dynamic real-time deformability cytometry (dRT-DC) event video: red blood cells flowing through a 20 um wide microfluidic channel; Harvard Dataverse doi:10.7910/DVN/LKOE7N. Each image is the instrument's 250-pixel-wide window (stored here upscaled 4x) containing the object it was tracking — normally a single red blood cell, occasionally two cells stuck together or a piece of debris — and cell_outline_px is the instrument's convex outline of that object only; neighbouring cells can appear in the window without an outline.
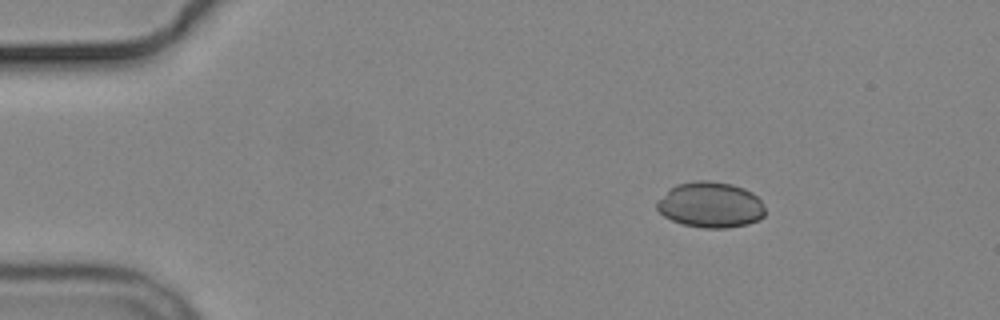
{"species": "common noctule bat (a hibernating species)", "species_latin": "Nyctalus noctula", "temperature_condition": "cold", "stored_images_in_passage": 6, "camera_frame_rate_fps": 3000, "um_per_image_px": 0.085, "animal": {"sex": "male", "body_mass_g": 19.2, "forearm_length_mm": 51.8}, "frame": {"image": 1, "passage_image": 1, "time_ms": 0.0, "image_size_px": [1000, 320], "cell_outline_px": [[764, 216], [760, 220], [748, 224], [728, 228], [704, 228], [684, 224], [672, 220], [664, 216], [656, 208], [656, 200], [676, 184], [696, 180], [708, 180], [732, 184], [744, 188], [752, 192], [760, 200], [764, 208]], "centroid_in_image_um": [60.39, 17.41], "position_along_channel_um": 24.6, "area_um2": 28.96}}
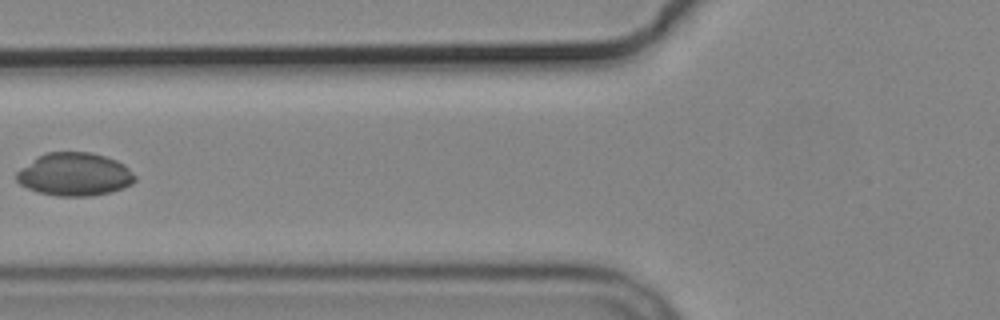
{"frame": {"image": 2, "passage_image": 5, "time_ms": 4.667, "image_size_px": [1000, 320], "cell_outline_px": [[136, 180], [132, 184], [124, 188], [112, 192], [92, 196], [56, 196], [40, 192], [28, 188], [20, 184], [16, 180], [16, 172], [20, 168], [40, 156], [48, 152], [92, 152], [116, 160], [124, 164], [136, 176]], "centroid_in_image_um": [6.37, 14.83], "position_along_channel_um": 119.4, "area_um2": 29.71}}
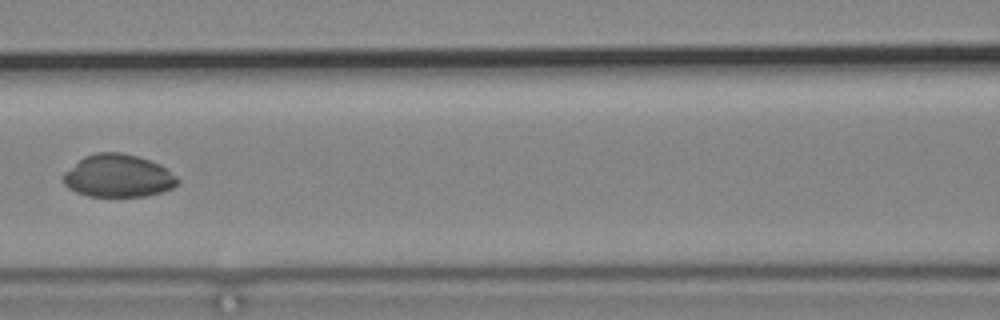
{"frame": {"image": 3, "passage_image": 6, "time_ms": 5.667, "image_size_px": [1000, 320], "cell_outline_px": [[180, 180], [172, 188], [148, 196], [88, 196], [76, 192], [68, 188], [60, 180], [64, 172], [84, 156], [96, 152], [120, 152], [140, 156], [160, 164], [176, 176]], "centroid_in_image_um": [10.01, 14.94], "position_along_channel_um": 156.6, "area_um2": 28.67}}